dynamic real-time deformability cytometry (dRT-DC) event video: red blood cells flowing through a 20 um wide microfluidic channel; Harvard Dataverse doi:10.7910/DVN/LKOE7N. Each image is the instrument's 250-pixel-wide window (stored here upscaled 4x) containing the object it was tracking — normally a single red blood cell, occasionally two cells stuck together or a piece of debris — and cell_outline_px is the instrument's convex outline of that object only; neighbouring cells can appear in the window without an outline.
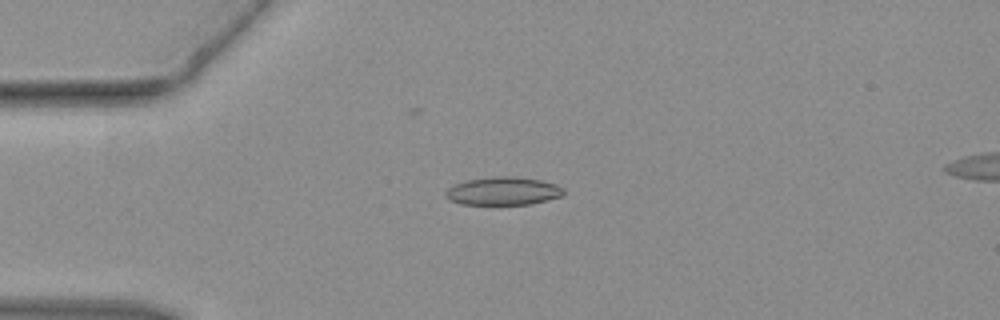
{"species": "common noctule bat (a hibernating species)", "species_latin": "Nyctalus noctula", "temperature_condition": "warm", "stored_images_in_passage": 46, "camera_frame_rate_fps": 3000, "um_per_image_px": 0.085, "animal": {"sex": "female", "body_mass_g": 19.3, "forearm_length_mm": 54.1}, "frame": {"image": 1, "passage_image": 12, "time_ms": 3.667, "image_size_px": [1000, 320], "cell_outline_px": [[564, 196], [532, 204], [460, 204], [448, 200], [444, 196], [444, 192], [448, 188], [456, 184], [468, 180], [492, 176], [512, 176], [540, 180], [556, 184], [564, 188]], "centroid_in_image_um": [42.77, 16.24], "position_along_channel_um": 42.2, "area_um2": 19.48}}
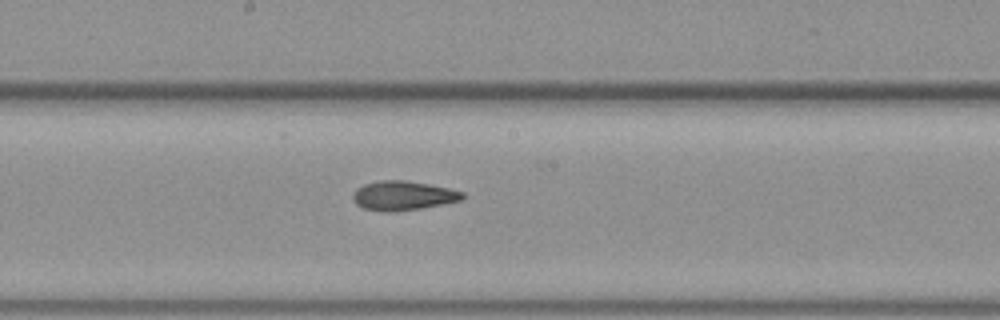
{"frame": {"image": 2, "passage_image": 25, "time_ms": 8.0, "image_size_px": [1000, 320], "cell_outline_px": [[464, 196], [460, 200], [420, 208], [396, 212], [388, 212], [364, 208], [356, 204], [352, 196], [364, 184], [380, 180], [404, 180], [428, 184], [448, 188], [464, 192]], "centroid_in_image_um": [34.26, 16.63], "position_along_channel_um": 213.9, "area_um2": 18.32}}
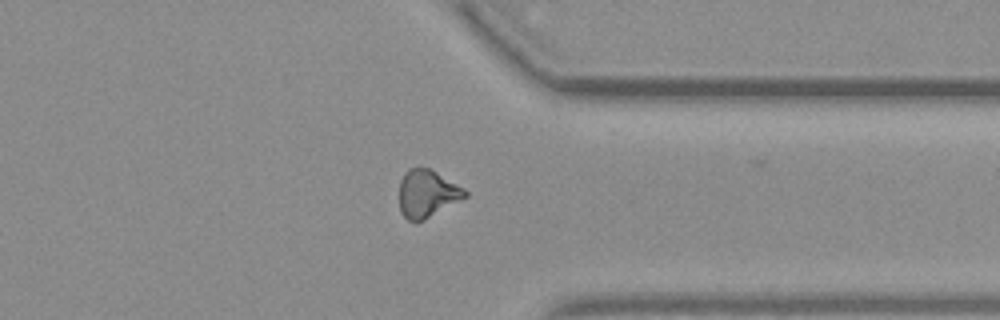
{"frame": {"image": 3, "passage_image": 36, "time_ms": 11.667, "image_size_px": [1000, 320], "cell_outline_px": [[468, 196], [424, 220], [416, 224], [408, 220], [400, 212], [400, 180], [404, 172], [408, 168], [432, 168], [464, 188], [468, 192]], "centroid_in_image_um": [36.31, 16.46], "position_along_channel_um": 375.1, "area_um2": 18.5}}